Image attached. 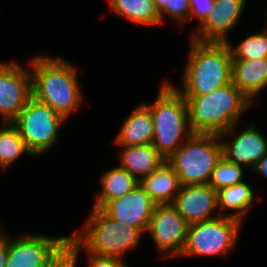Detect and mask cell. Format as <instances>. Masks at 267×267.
<instances>
[{
  "label": "cell",
  "mask_w": 267,
  "mask_h": 267,
  "mask_svg": "<svg viewBox=\"0 0 267 267\" xmlns=\"http://www.w3.org/2000/svg\"><path fill=\"white\" fill-rule=\"evenodd\" d=\"M242 168L243 166L231 163L222 156L213 170L209 185L218 191L242 182L244 174Z\"/></svg>",
  "instance_id": "d4e9b609"
},
{
  "label": "cell",
  "mask_w": 267,
  "mask_h": 267,
  "mask_svg": "<svg viewBox=\"0 0 267 267\" xmlns=\"http://www.w3.org/2000/svg\"><path fill=\"white\" fill-rule=\"evenodd\" d=\"M189 224L172 204H158L152 213L147 232L157 250L167 256H181L187 239Z\"/></svg>",
  "instance_id": "9c48e42d"
},
{
  "label": "cell",
  "mask_w": 267,
  "mask_h": 267,
  "mask_svg": "<svg viewBox=\"0 0 267 267\" xmlns=\"http://www.w3.org/2000/svg\"><path fill=\"white\" fill-rule=\"evenodd\" d=\"M109 8L134 23L155 26L161 23L153 0H108Z\"/></svg>",
  "instance_id": "7402d4cb"
},
{
  "label": "cell",
  "mask_w": 267,
  "mask_h": 267,
  "mask_svg": "<svg viewBox=\"0 0 267 267\" xmlns=\"http://www.w3.org/2000/svg\"><path fill=\"white\" fill-rule=\"evenodd\" d=\"M99 181L102 190L95 199V208H101L107 201L123 196L139 184L133 175L119 165L103 173Z\"/></svg>",
  "instance_id": "ffe728a7"
},
{
  "label": "cell",
  "mask_w": 267,
  "mask_h": 267,
  "mask_svg": "<svg viewBox=\"0 0 267 267\" xmlns=\"http://www.w3.org/2000/svg\"><path fill=\"white\" fill-rule=\"evenodd\" d=\"M82 231H74L68 241L77 249L100 256L124 260L129 250L137 247L143 232L127 224H120L100 208L93 207Z\"/></svg>",
  "instance_id": "277c9868"
},
{
  "label": "cell",
  "mask_w": 267,
  "mask_h": 267,
  "mask_svg": "<svg viewBox=\"0 0 267 267\" xmlns=\"http://www.w3.org/2000/svg\"><path fill=\"white\" fill-rule=\"evenodd\" d=\"M190 225L218 217L213 215L217 206V191L209 184L180 185L172 203Z\"/></svg>",
  "instance_id": "5bb4252c"
},
{
  "label": "cell",
  "mask_w": 267,
  "mask_h": 267,
  "mask_svg": "<svg viewBox=\"0 0 267 267\" xmlns=\"http://www.w3.org/2000/svg\"><path fill=\"white\" fill-rule=\"evenodd\" d=\"M139 184L157 205L173 203L180 188L178 176L167 161Z\"/></svg>",
  "instance_id": "d6986e66"
},
{
  "label": "cell",
  "mask_w": 267,
  "mask_h": 267,
  "mask_svg": "<svg viewBox=\"0 0 267 267\" xmlns=\"http://www.w3.org/2000/svg\"><path fill=\"white\" fill-rule=\"evenodd\" d=\"M122 148L121 164L119 166L133 175L138 182L167 161L152 144Z\"/></svg>",
  "instance_id": "ac0fdd59"
},
{
  "label": "cell",
  "mask_w": 267,
  "mask_h": 267,
  "mask_svg": "<svg viewBox=\"0 0 267 267\" xmlns=\"http://www.w3.org/2000/svg\"><path fill=\"white\" fill-rule=\"evenodd\" d=\"M64 121L61 115L32 96L13 124L31 154L40 156L52 149Z\"/></svg>",
  "instance_id": "52a82bcc"
},
{
  "label": "cell",
  "mask_w": 267,
  "mask_h": 267,
  "mask_svg": "<svg viewBox=\"0 0 267 267\" xmlns=\"http://www.w3.org/2000/svg\"><path fill=\"white\" fill-rule=\"evenodd\" d=\"M68 237L27 234L18 239H10L8 236V257L5 267H44Z\"/></svg>",
  "instance_id": "8fae6325"
},
{
  "label": "cell",
  "mask_w": 267,
  "mask_h": 267,
  "mask_svg": "<svg viewBox=\"0 0 267 267\" xmlns=\"http://www.w3.org/2000/svg\"><path fill=\"white\" fill-rule=\"evenodd\" d=\"M30 62L32 96L66 120L82 102L76 68L60 57L40 55Z\"/></svg>",
  "instance_id": "7a4b0ae2"
},
{
  "label": "cell",
  "mask_w": 267,
  "mask_h": 267,
  "mask_svg": "<svg viewBox=\"0 0 267 267\" xmlns=\"http://www.w3.org/2000/svg\"><path fill=\"white\" fill-rule=\"evenodd\" d=\"M192 133L217 134L226 138L238 119L251 106L249 99L230 83L203 96H184Z\"/></svg>",
  "instance_id": "6da1fadb"
},
{
  "label": "cell",
  "mask_w": 267,
  "mask_h": 267,
  "mask_svg": "<svg viewBox=\"0 0 267 267\" xmlns=\"http://www.w3.org/2000/svg\"><path fill=\"white\" fill-rule=\"evenodd\" d=\"M172 20L179 23L180 26L190 20L189 0H172Z\"/></svg>",
  "instance_id": "f1b7e54d"
},
{
  "label": "cell",
  "mask_w": 267,
  "mask_h": 267,
  "mask_svg": "<svg viewBox=\"0 0 267 267\" xmlns=\"http://www.w3.org/2000/svg\"><path fill=\"white\" fill-rule=\"evenodd\" d=\"M154 123L149 108L137 106L122 124L114 140L120 147L152 144Z\"/></svg>",
  "instance_id": "e0dca14e"
},
{
  "label": "cell",
  "mask_w": 267,
  "mask_h": 267,
  "mask_svg": "<svg viewBox=\"0 0 267 267\" xmlns=\"http://www.w3.org/2000/svg\"><path fill=\"white\" fill-rule=\"evenodd\" d=\"M222 156L229 162L253 168L267 153V139L255 126H248L231 141L221 140Z\"/></svg>",
  "instance_id": "9a60e30c"
},
{
  "label": "cell",
  "mask_w": 267,
  "mask_h": 267,
  "mask_svg": "<svg viewBox=\"0 0 267 267\" xmlns=\"http://www.w3.org/2000/svg\"><path fill=\"white\" fill-rule=\"evenodd\" d=\"M183 86H174L183 96H203L232 83V52L228 42L192 39Z\"/></svg>",
  "instance_id": "3957f363"
},
{
  "label": "cell",
  "mask_w": 267,
  "mask_h": 267,
  "mask_svg": "<svg viewBox=\"0 0 267 267\" xmlns=\"http://www.w3.org/2000/svg\"><path fill=\"white\" fill-rule=\"evenodd\" d=\"M32 97L31 72L15 62L0 63V117L13 123Z\"/></svg>",
  "instance_id": "30bf717a"
},
{
  "label": "cell",
  "mask_w": 267,
  "mask_h": 267,
  "mask_svg": "<svg viewBox=\"0 0 267 267\" xmlns=\"http://www.w3.org/2000/svg\"><path fill=\"white\" fill-rule=\"evenodd\" d=\"M145 105L149 108L154 123L152 145L167 160L193 134L188 122L185 98L173 83L165 82L161 85L155 102Z\"/></svg>",
  "instance_id": "5b68a950"
},
{
  "label": "cell",
  "mask_w": 267,
  "mask_h": 267,
  "mask_svg": "<svg viewBox=\"0 0 267 267\" xmlns=\"http://www.w3.org/2000/svg\"><path fill=\"white\" fill-rule=\"evenodd\" d=\"M254 191L249 184L242 181L217 191V206L219 215L227 208L236 212L227 214L228 217L243 222L244 215L250 210L254 202Z\"/></svg>",
  "instance_id": "44dd1931"
},
{
  "label": "cell",
  "mask_w": 267,
  "mask_h": 267,
  "mask_svg": "<svg viewBox=\"0 0 267 267\" xmlns=\"http://www.w3.org/2000/svg\"><path fill=\"white\" fill-rule=\"evenodd\" d=\"M155 9L160 16V21L163 24V18L168 15L172 19V0H153Z\"/></svg>",
  "instance_id": "f546056e"
},
{
  "label": "cell",
  "mask_w": 267,
  "mask_h": 267,
  "mask_svg": "<svg viewBox=\"0 0 267 267\" xmlns=\"http://www.w3.org/2000/svg\"><path fill=\"white\" fill-rule=\"evenodd\" d=\"M190 18H196L200 24L214 8V0H189Z\"/></svg>",
  "instance_id": "4316f807"
},
{
  "label": "cell",
  "mask_w": 267,
  "mask_h": 267,
  "mask_svg": "<svg viewBox=\"0 0 267 267\" xmlns=\"http://www.w3.org/2000/svg\"><path fill=\"white\" fill-rule=\"evenodd\" d=\"M79 251L67 240L44 267H76Z\"/></svg>",
  "instance_id": "484cf974"
},
{
  "label": "cell",
  "mask_w": 267,
  "mask_h": 267,
  "mask_svg": "<svg viewBox=\"0 0 267 267\" xmlns=\"http://www.w3.org/2000/svg\"><path fill=\"white\" fill-rule=\"evenodd\" d=\"M232 83L252 103L267 87V57L232 59Z\"/></svg>",
  "instance_id": "2e32d148"
},
{
  "label": "cell",
  "mask_w": 267,
  "mask_h": 267,
  "mask_svg": "<svg viewBox=\"0 0 267 267\" xmlns=\"http://www.w3.org/2000/svg\"><path fill=\"white\" fill-rule=\"evenodd\" d=\"M157 204L140 184L123 196L107 201L100 209L120 224H127L147 232Z\"/></svg>",
  "instance_id": "7c38bea8"
},
{
  "label": "cell",
  "mask_w": 267,
  "mask_h": 267,
  "mask_svg": "<svg viewBox=\"0 0 267 267\" xmlns=\"http://www.w3.org/2000/svg\"><path fill=\"white\" fill-rule=\"evenodd\" d=\"M247 0H214V8L198 24L192 38L197 41L227 42L229 30L238 23Z\"/></svg>",
  "instance_id": "4fadbf2b"
},
{
  "label": "cell",
  "mask_w": 267,
  "mask_h": 267,
  "mask_svg": "<svg viewBox=\"0 0 267 267\" xmlns=\"http://www.w3.org/2000/svg\"><path fill=\"white\" fill-rule=\"evenodd\" d=\"M266 24H267V10H266ZM265 27H267V26H265Z\"/></svg>",
  "instance_id": "d6a6232c"
},
{
  "label": "cell",
  "mask_w": 267,
  "mask_h": 267,
  "mask_svg": "<svg viewBox=\"0 0 267 267\" xmlns=\"http://www.w3.org/2000/svg\"><path fill=\"white\" fill-rule=\"evenodd\" d=\"M232 52V59H257L267 57V27L264 31L253 33L233 46L227 41Z\"/></svg>",
  "instance_id": "cb8c5ba5"
},
{
  "label": "cell",
  "mask_w": 267,
  "mask_h": 267,
  "mask_svg": "<svg viewBox=\"0 0 267 267\" xmlns=\"http://www.w3.org/2000/svg\"><path fill=\"white\" fill-rule=\"evenodd\" d=\"M242 222L226 215L190 224L181 256L226 255L239 237Z\"/></svg>",
  "instance_id": "ba28073f"
},
{
  "label": "cell",
  "mask_w": 267,
  "mask_h": 267,
  "mask_svg": "<svg viewBox=\"0 0 267 267\" xmlns=\"http://www.w3.org/2000/svg\"><path fill=\"white\" fill-rule=\"evenodd\" d=\"M251 170L267 178V153L256 162Z\"/></svg>",
  "instance_id": "1f68e13d"
},
{
  "label": "cell",
  "mask_w": 267,
  "mask_h": 267,
  "mask_svg": "<svg viewBox=\"0 0 267 267\" xmlns=\"http://www.w3.org/2000/svg\"><path fill=\"white\" fill-rule=\"evenodd\" d=\"M8 257V236L0 228V267H5Z\"/></svg>",
  "instance_id": "4dcf8cb0"
},
{
  "label": "cell",
  "mask_w": 267,
  "mask_h": 267,
  "mask_svg": "<svg viewBox=\"0 0 267 267\" xmlns=\"http://www.w3.org/2000/svg\"><path fill=\"white\" fill-rule=\"evenodd\" d=\"M222 157L217 134L193 133L167 159L180 185L209 184L213 170Z\"/></svg>",
  "instance_id": "8992f818"
},
{
  "label": "cell",
  "mask_w": 267,
  "mask_h": 267,
  "mask_svg": "<svg viewBox=\"0 0 267 267\" xmlns=\"http://www.w3.org/2000/svg\"><path fill=\"white\" fill-rule=\"evenodd\" d=\"M88 256V267H127L124 260L100 256L86 251Z\"/></svg>",
  "instance_id": "83f0119b"
},
{
  "label": "cell",
  "mask_w": 267,
  "mask_h": 267,
  "mask_svg": "<svg viewBox=\"0 0 267 267\" xmlns=\"http://www.w3.org/2000/svg\"><path fill=\"white\" fill-rule=\"evenodd\" d=\"M3 124L4 127L0 128V164L7 169L23 153L32 154L26 147L17 127L13 123Z\"/></svg>",
  "instance_id": "603a6c76"
}]
</instances>
